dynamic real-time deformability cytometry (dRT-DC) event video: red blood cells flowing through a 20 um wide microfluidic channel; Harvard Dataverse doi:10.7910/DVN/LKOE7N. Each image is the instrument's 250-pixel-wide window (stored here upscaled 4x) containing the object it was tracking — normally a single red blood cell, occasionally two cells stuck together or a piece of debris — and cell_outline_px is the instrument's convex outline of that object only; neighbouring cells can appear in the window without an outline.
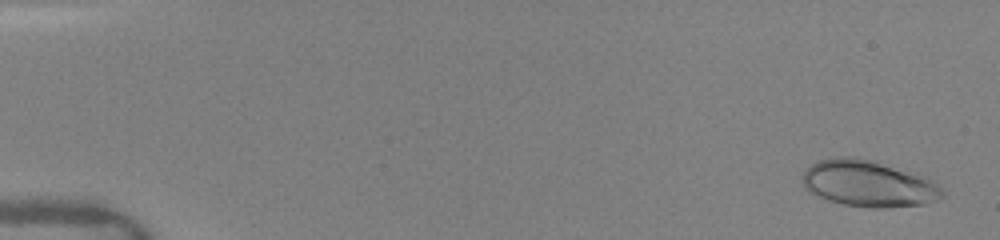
{"species": "human", "species_latin": "Homo sapiens", "temperature_condition": "warm", "stored_images_in_passage": 9, "camera_frame_rate_fps": 3000, "um_per_image_px": 0.085, "donor": {"sex": "female"}, "frame": {"image": 1, "passage_image": 1, "time_ms": 0.0, "image_size_px": [1000, 240], "cell_outline_px": [[944, 196], [936, 200], [924, 204], [888, 208], [872, 208], [844, 204], [828, 200], [804, 188], [804, 168], [820, 160], [836, 156], [856, 156], [876, 160], [928, 176], [944, 192]], "centroid_in_image_um": [73.86, 15.58], "position_along_channel_um": 11.1, "area_um2": 38.26}}
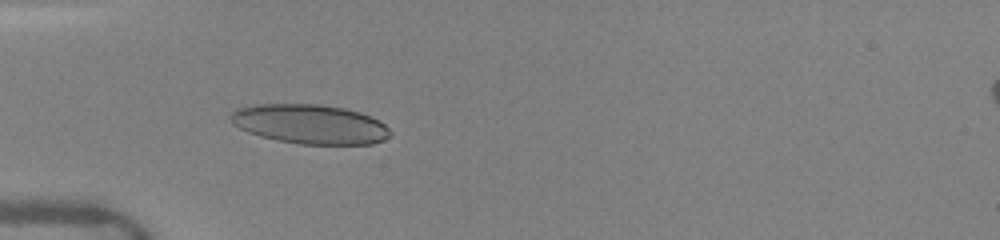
{"frame": {"image": 2, "passage_image": 7, "time_ms": 4.667, "image_size_px": [1000, 240], "cell_outline_px": [[392, 132], [384, 140], [372, 144], [300, 144], [276, 140], [260, 136], [248, 132], [232, 124], [232, 112], [236, 108], [252, 104], [320, 104], [344, 108], [360, 112], [384, 124]], "centroid_in_image_um": [26.33, 10.55], "position_along_channel_um": 58.7, "area_um2": 36.59}}
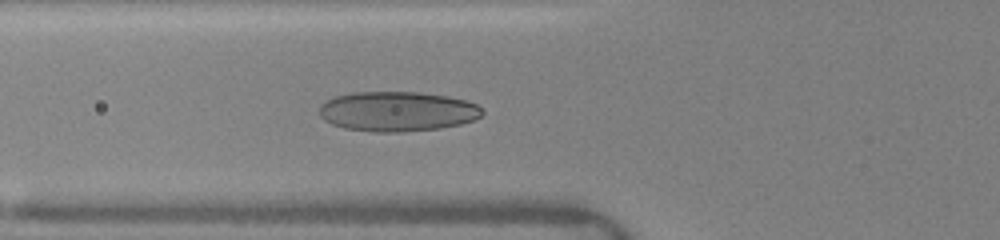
{"frame": {"image": 3, "passage_image": 9, "time_ms": 5.667, "image_size_px": [1000, 240], "cell_outline_px": [[484, 112], [480, 116], [472, 120], [460, 124], [440, 128], [400, 132], [376, 132], [344, 128], [332, 124], [324, 120], [320, 116], [320, 104], [336, 96], [356, 92], [420, 92], [448, 96], [464, 100], [476, 104]], "centroid_in_image_um": [33.76, 9.47], "position_along_channel_um": 92.0, "area_um2": 37.69}}